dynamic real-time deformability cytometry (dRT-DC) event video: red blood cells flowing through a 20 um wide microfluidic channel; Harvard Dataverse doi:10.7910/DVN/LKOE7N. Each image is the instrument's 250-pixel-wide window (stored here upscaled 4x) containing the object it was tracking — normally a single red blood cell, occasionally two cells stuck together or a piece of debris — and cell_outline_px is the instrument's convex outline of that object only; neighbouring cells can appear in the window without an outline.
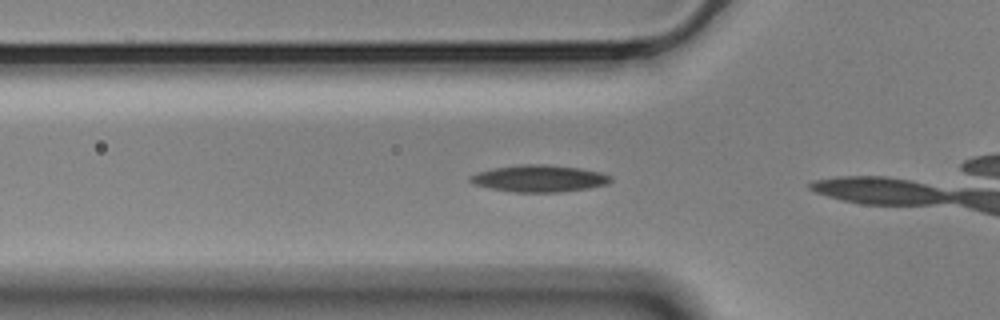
{"species": "Egyptian fruit bat (a non-hibernating species)", "species_latin": "Rousettus aegyptiacus", "temperature_condition": "cold", "stored_images_in_passage": 5, "camera_frame_rate_fps": 3000, "um_per_image_px": 0.085, "animal": {"sex": "male"}, "frame": {"image": 1, "passage_image": 4, "time_ms": 1.0, "image_size_px": [1000, 320], "cell_outline_px": [[612, 180], [608, 184], [588, 188], [560, 192], [516, 192], [492, 188], [472, 184], [468, 180], [468, 176], [492, 168], [524, 164], [544, 164], [580, 168], [600, 172], [612, 176]], "centroid_in_image_um": [45.84, 15.17], "position_along_channel_um": 80.0, "area_um2": 21.96}}